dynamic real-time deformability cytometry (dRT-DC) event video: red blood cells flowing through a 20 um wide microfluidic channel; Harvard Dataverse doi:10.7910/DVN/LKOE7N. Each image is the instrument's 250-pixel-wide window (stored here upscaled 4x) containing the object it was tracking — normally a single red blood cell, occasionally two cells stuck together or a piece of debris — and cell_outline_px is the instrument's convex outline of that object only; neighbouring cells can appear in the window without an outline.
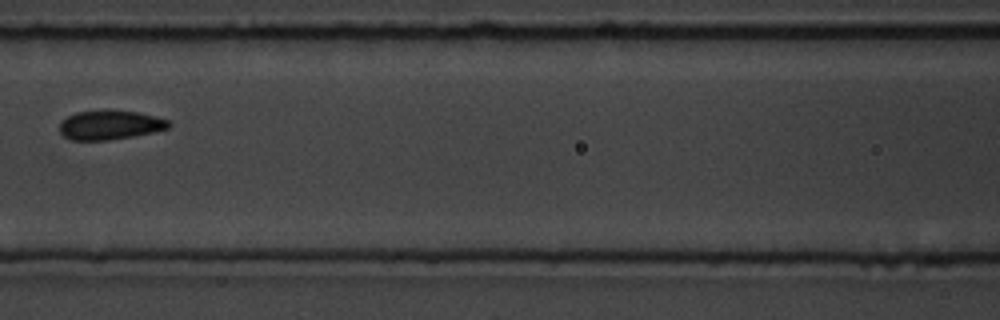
{"species": "common noctule bat (a hibernating species)", "species_latin": "Nyctalus noctula", "temperature_condition": "room temperature", "stored_images_in_passage": 7, "camera_frame_rate_fps": 3000, "um_per_image_px": 0.085, "animal": {"sex": "male", "body_mass_g": 19.5, "forearm_length_mm": 54.6}, "frame": {"image": 1, "passage_image": 7, "time_ms": 2.0, "image_size_px": [1000, 320], "cell_outline_px": [[172, 124], [168, 128], [152, 132], [132, 136], [108, 140], [72, 140], [64, 136], [60, 132], [60, 124], [68, 116], [76, 112], [108, 108], [136, 112], [168, 120]], "centroid_in_image_um": [9.33, 10.6], "position_along_channel_um": 157.3, "area_um2": 18.67}}